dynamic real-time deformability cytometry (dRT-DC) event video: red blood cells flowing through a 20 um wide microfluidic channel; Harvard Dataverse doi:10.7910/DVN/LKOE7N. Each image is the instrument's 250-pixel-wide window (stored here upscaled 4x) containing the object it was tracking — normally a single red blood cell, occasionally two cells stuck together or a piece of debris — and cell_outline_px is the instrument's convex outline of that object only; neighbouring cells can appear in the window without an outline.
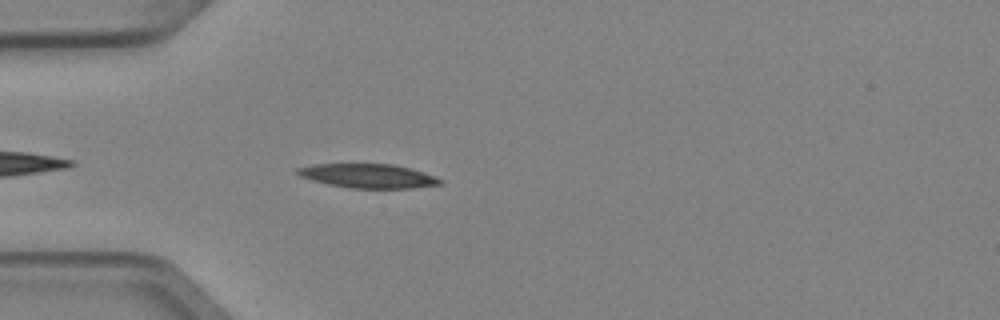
{"species": "Egyptian fruit bat (a non-hibernating species)", "species_latin": "Rousettus aegyptiacus", "temperature_condition": "cold", "stored_images_in_passage": 2, "camera_frame_rate_fps": 3000, "um_per_image_px": 0.085, "animal": {"sex": "female"}, "frame": {"image": 1, "passage_image": 2, "time_ms": 0.333, "image_size_px": [1000, 320], "cell_outline_px": [[444, 184], [412, 188], [348, 188], [328, 184], [312, 180], [300, 176], [296, 172], [296, 168], [312, 164], [392, 164], [408, 168], [444, 180]], "centroid_in_image_um": [31.26, 14.96], "position_along_channel_um": 53.7, "area_um2": 19.88}}